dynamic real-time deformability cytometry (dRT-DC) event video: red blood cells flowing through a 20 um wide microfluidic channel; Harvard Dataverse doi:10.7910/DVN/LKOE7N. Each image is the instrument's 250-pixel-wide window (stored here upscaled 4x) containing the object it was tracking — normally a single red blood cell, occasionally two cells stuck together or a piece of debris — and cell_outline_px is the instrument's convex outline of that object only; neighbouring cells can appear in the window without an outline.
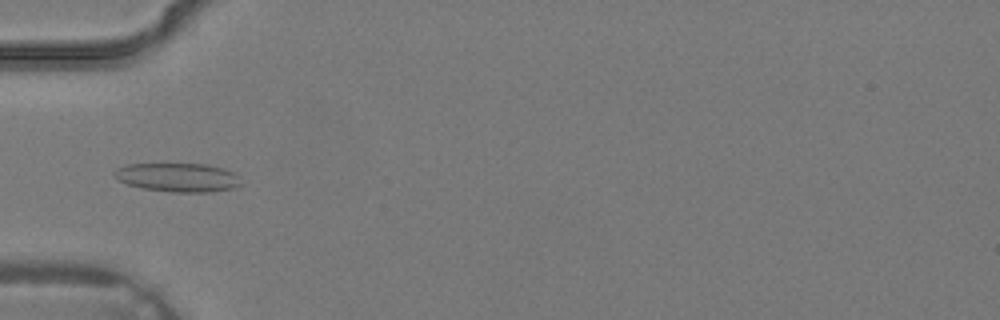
{"species": "common noctule bat (a hibernating species)", "species_latin": "Nyctalus noctula", "temperature_condition": "warm", "stored_images_in_passage": 5, "camera_frame_rate_fps": 3000, "um_per_image_px": 0.085, "animal": {"sex": "male", "body_mass_g": 19.2, "forearm_length_mm": 51.8}, "frame": {"image": 1, "passage_image": 5, "time_ms": 1.333, "image_size_px": [1000, 320], "cell_outline_px": [[244, 184], [232, 188], [208, 192], [172, 192], [144, 188], [128, 184], [120, 180], [112, 172], [116, 168], [128, 164], [208, 164], [224, 168], [236, 172], [240, 176]], "centroid_in_image_um": [15.2, 15.07], "position_along_channel_um": 69.8, "area_um2": 21.39}}